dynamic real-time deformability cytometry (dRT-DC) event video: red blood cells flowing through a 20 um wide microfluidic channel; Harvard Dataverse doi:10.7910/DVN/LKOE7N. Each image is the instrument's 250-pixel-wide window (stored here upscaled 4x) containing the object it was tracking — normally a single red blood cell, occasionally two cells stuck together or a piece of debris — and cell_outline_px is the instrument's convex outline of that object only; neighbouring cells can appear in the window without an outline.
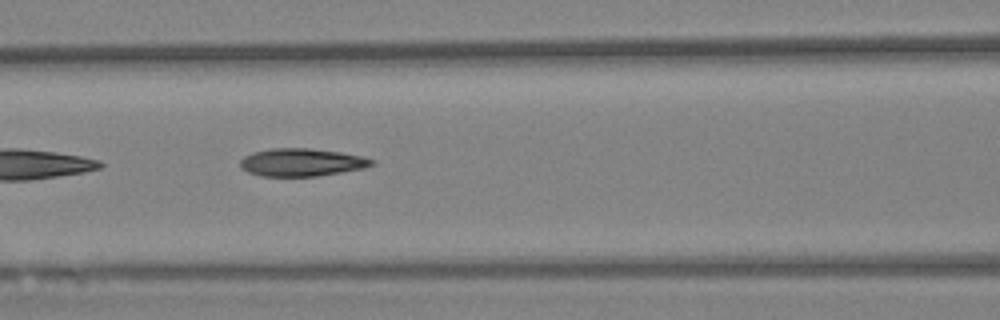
{"species": "Egyptian fruit bat (a non-hibernating species)", "species_latin": "Rousettus aegyptiacus", "temperature_condition": "warm", "stored_images_in_passage": 15, "camera_frame_rate_fps": 3000, "um_per_image_px": 0.085, "animal": {"sex": "female"}, "frame": {"image": 1, "passage_image": 9, "time_ms": 2.667, "image_size_px": [1000, 320], "cell_outline_px": [[376, 160], [372, 164], [364, 168], [316, 176], [260, 176], [248, 172], [240, 168], [240, 160], [244, 156], [252, 152], [272, 148], [312, 148], [340, 152], [360, 156]], "centroid_in_image_um": [25.59, 13.79], "position_along_channel_um": 141.0, "area_um2": 21.27}}
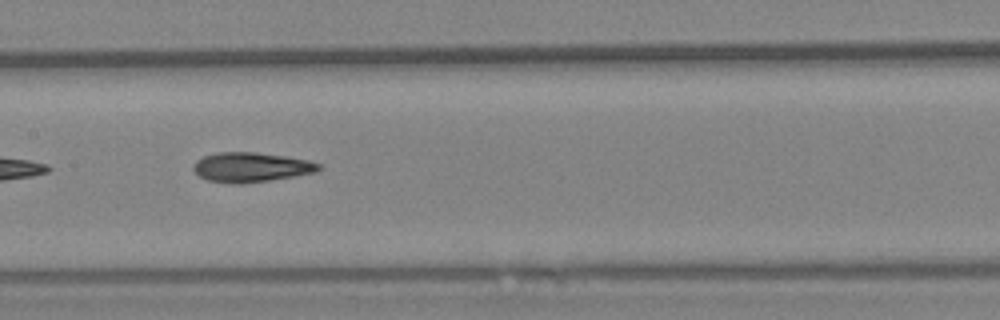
{"frame": {"image": 2, "passage_image": 13, "time_ms": 4.0, "image_size_px": [1000, 320], "cell_outline_px": [[320, 168], [316, 172], [244, 184], [228, 184], [208, 180], [200, 176], [192, 168], [196, 160], [204, 156], [216, 152], [256, 152], [284, 156], [308, 160], [320, 164]], "centroid_in_image_um": [21.3, 14.21], "position_along_channel_um": 186.1, "area_um2": 21.56}}